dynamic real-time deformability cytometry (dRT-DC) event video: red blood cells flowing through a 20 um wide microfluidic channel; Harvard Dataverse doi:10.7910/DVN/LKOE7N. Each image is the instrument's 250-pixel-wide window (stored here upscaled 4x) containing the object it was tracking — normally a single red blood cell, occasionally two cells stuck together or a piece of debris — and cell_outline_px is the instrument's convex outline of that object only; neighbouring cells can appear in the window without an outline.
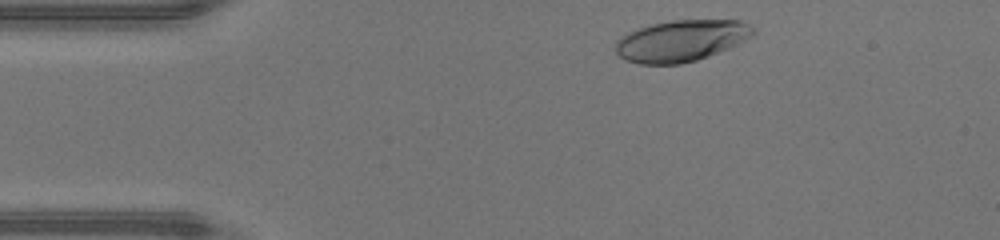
{"species": "human", "species_latin": "Homo sapiens", "temperature_condition": "warm", "stored_images_in_passage": 33, "camera_frame_rate_fps": 3000, "um_per_image_px": 0.085, "donor": {"sex": "male"}, "frame": {"image": 1, "passage_image": 2, "time_ms": 0.333, "image_size_px": [1000, 240], "cell_outline_px": [[756, 32], [752, 36], [728, 48], [708, 56], [696, 60], [680, 64], [640, 64], [624, 60], [616, 52], [616, 40], [628, 32], [652, 24], [672, 20], [740, 20], [756, 28]], "centroid_in_image_um": [57.9, 3.46], "position_along_channel_um": 27.1, "area_um2": 33.12}}
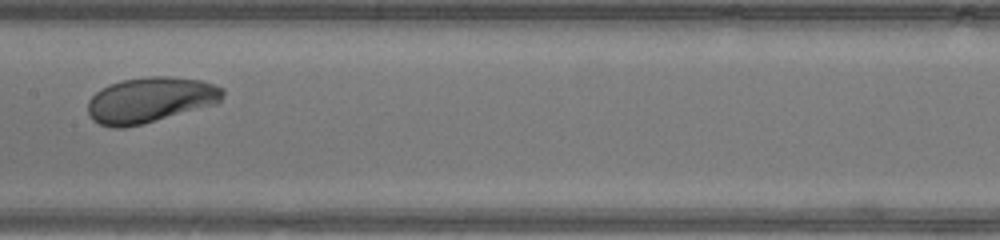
{"frame": {"image": 2, "passage_image": 18, "time_ms": 5.667, "image_size_px": [1000, 240], "cell_outline_px": [[224, 92], [220, 100], [216, 104], [140, 124], [124, 128], [112, 128], [100, 124], [92, 120], [88, 112], [88, 100], [96, 92], [120, 80], [148, 76], [172, 76], [200, 80], [224, 88]], "centroid_in_image_um": [12.76, 8.49], "position_along_channel_um": 194.6, "area_um2": 35.55}}
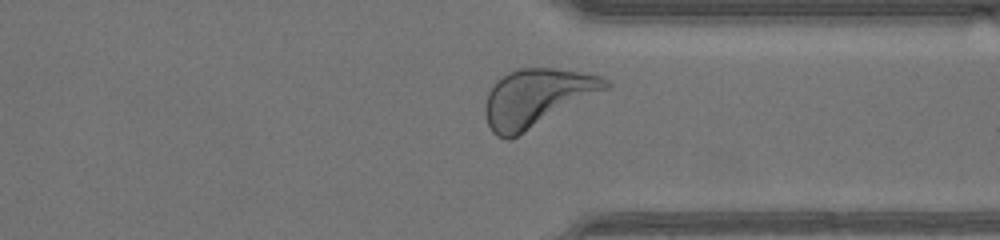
{"frame": {"image": 3, "passage_image": 30, "time_ms": 9.667, "image_size_px": [1000, 240], "cell_outline_px": [[612, 84], [608, 88], [516, 136], [508, 140], [504, 140], [496, 136], [492, 132], [488, 124], [484, 112], [484, 104], [488, 92], [496, 80], [508, 72], [520, 68], [552, 68], [604, 76]], "centroid_in_image_um": [45.58, 8.3], "position_along_channel_um": 365.8, "area_um2": 40.06}, "authors_computed_cell_mechanics": {"area_um2": 34.9112, "velocity_mm_per_s": 4.3081, "shape_relaxation_time_tau1_ms": 2.6909, "shape_relaxation_time_tau2_ms": null, "deformation_change_tau1": 0.1592, "deformation_change_tau2": null}}